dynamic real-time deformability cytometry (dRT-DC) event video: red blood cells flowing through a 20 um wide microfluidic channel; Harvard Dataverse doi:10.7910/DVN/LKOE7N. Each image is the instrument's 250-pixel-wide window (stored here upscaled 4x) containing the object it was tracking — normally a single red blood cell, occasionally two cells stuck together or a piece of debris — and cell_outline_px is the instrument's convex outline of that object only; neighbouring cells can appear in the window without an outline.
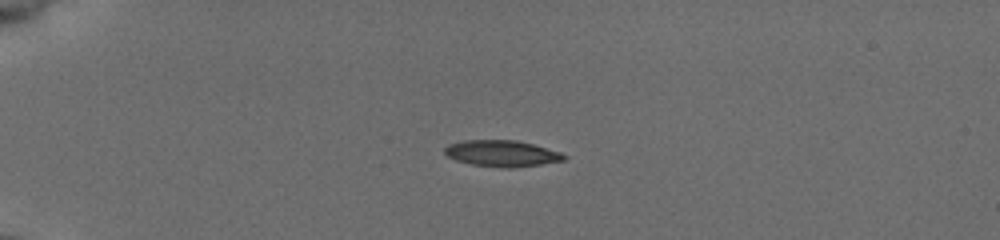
{"species": "common noctule bat (a hibernating species)", "species_latin": "Nyctalus noctula", "temperature_condition": "cold", "stored_images_in_passage": 40, "camera_frame_rate_fps": 3000, "um_per_image_px": 0.085, "animal": {"sex": "female", "body_mass_g": 19.5, "forearm_length_mm": 54.1}, "frame": {"image": 1, "passage_image": 1, "time_ms": 0.0, "image_size_px": [1000, 240], "cell_outline_px": [[568, 156], [564, 160], [540, 164], [512, 168], [504, 168], [472, 164], [456, 160], [448, 156], [444, 152], [444, 148], [448, 144], [464, 140], [516, 140], [532, 144], [560, 152]], "centroid_in_image_um": [42.64, 13.04], "position_along_channel_um": 42.4, "area_um2": 18.15}}
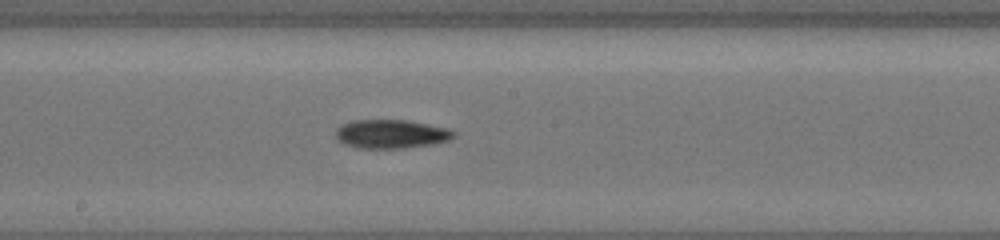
{"frame": {"image": 2, "passage_image": 18, "time_ms": 5.667, "image_size_px": [1000, 240], "cell_outline_px": [[456, 136], [448, 140], [432, 144], [404, 148], [356, 148], [344, 144], [336, 140], [336, 128], [344, 124], [356, 120], [404, 120], [428, 124], [448, 128], [456, 132]], "centroid_in_image_um": [33.24, 11.39], "position_along_channel_um": 215.0, "area_um2": 19.77}}
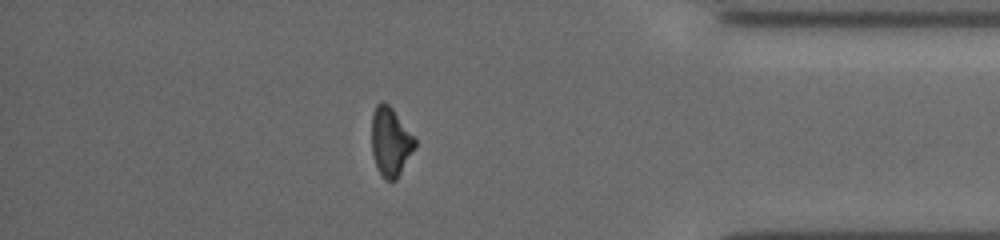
{"frame": {"image": 3, "passage_image": 34, "time_ms": 11.0, "image_size_px": [1000, 240], "cell_outline_px": [[416, 148], [396, 180], [384, 180], [376, 168], [372, 152], [372, 112], [376, 104], [380, 100], [384, 100], [392, 108], [416, 140]], "centroid_in_image_um": [33.18, 12.05], "position_along_channel_um": 402.0, "area_um2": 17.51}, "authors_computed_cell_mechanics": {"area_um2": 18.3226, "velocity_mm_per_s": 3.9352, "shape_relaxation_time_tau1_ms": 4.9173, "shape_relaxation_time_tau2_ms": 11.2735, "deformation_change_tau1": 0.1483, "deformation_change_tau2": 0.2245}}